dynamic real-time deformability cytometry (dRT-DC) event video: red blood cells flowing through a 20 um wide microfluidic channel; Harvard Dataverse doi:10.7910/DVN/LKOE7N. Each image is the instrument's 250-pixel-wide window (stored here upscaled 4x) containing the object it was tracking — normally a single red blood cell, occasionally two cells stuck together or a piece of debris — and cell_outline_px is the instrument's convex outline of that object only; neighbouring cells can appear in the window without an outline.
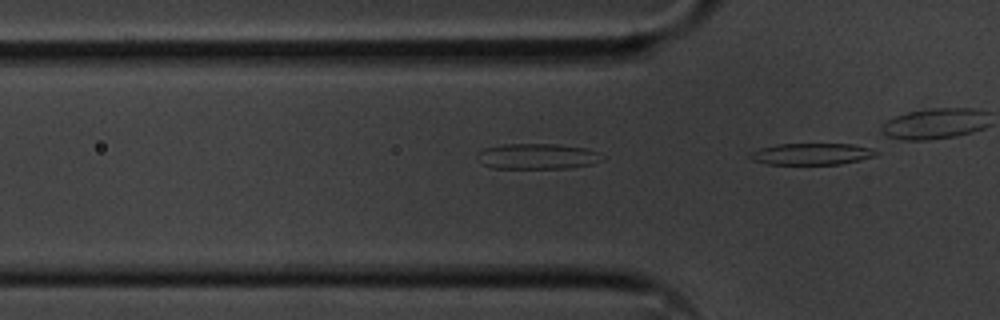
{"species": "common noctule bat (a hibernating species)", "species_latin": "Nyctalus noctula", "temperature_condition": "cold", "stored_images_in_passage": 16, "camera_frame_rate_fps": 3000, "um_per_image_px": 0.085, "animal": {"sex": "male", "body_mass_g": 20.1, "forearm_length_mm": 53.5}, "frame": {"image": 1, "passage_image": 16, "time_ms": 5.0, "image_size_px": [1000, 320], "cell_outline_px": [[880, 152], [876, 156], [860, 160], [840, 164], [768, 164], [752, 160], [748, 156], [752, 152], [760, 148], [776, 144], [852, 144], [872, 148]], "centroid_in_image_um": [69.03, 13.08], "position_along_channel_um": 56.8, "area_um2": 15.9}}